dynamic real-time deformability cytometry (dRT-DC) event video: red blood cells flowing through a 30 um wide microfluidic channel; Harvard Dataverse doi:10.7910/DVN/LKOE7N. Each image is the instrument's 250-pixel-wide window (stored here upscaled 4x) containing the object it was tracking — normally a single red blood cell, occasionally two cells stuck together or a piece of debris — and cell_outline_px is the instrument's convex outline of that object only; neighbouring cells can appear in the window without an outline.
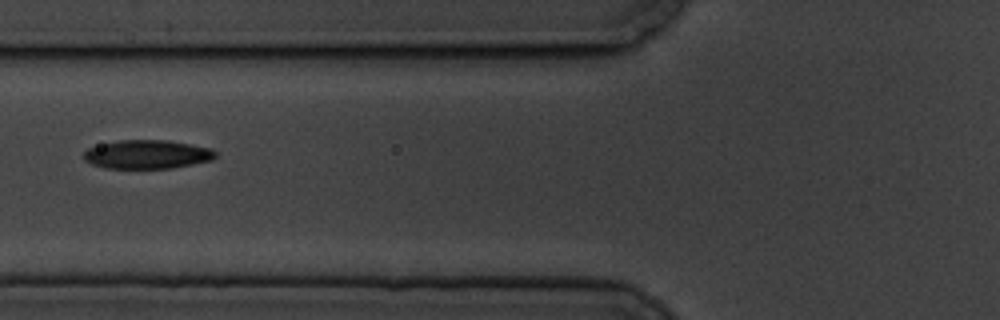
{"species": "common noctule bat (a hibernating species)", "species_latin": "Nyctalus noctula", "temperature_condition": "cold", "stored_images_in_passage": 8, "camera_frame_rate_fps": 3000, "um_per_image_px": 0.085, "animal": {"sex": "male", "body_mass_g": 19.5, "forearm_length_mm": 54.6}, "frame": {"image": 1, "passage_image": 7, "time_ms": 7.667, "image_size_px": [1000, 320], "cell_outline_px": [[216, 156], [212, 160], [172, 168], [104, 168], [92, 164], [84, 160], [84, 152], [88, 148], [100, 144], [120, 140], [168, 140], [212, 148], [216, 152]], "centroid_in_image_um": [12.51, 13.12], "position_along_channel_um": 113.3, "area_um2": 22.08}}
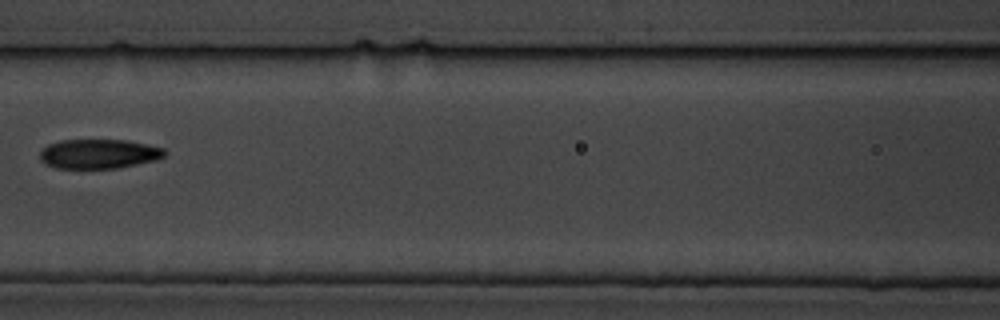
{"frame": {"image": 2, "passage_image": 8, "time_ms": 9.0, "image_size_px": [1000, 320], "cell_outline_px": [[168, 152], [164, 156], [156, 160], [116, 168], [56, 168], [40, 160], [40, 152], [48, 144], [60, 140], [128, 140], [164, 148]], "centroid_in_image_um": [8.42, 13.07], "position_along_channel_um": 158.2, "area_um2": 21.33}}